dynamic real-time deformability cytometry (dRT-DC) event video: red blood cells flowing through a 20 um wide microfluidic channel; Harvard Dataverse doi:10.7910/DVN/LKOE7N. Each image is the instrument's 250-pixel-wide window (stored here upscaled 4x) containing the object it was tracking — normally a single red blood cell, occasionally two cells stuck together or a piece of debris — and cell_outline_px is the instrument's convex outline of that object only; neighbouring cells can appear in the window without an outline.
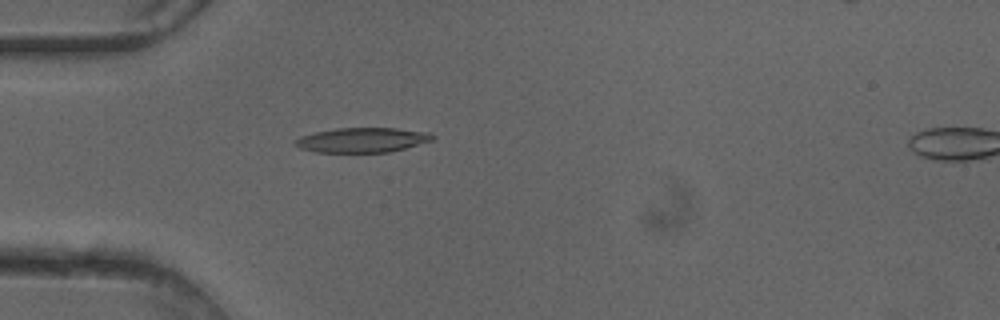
{"species": "common noctule bat (a hibernating species)", "species_latin": "Nyctalus noctula", "temperature_condition": "cold", "stored_images_in_passage": 50, "camera_frame_rate_fps": 3000, "um_per_image_px": 0.085, "animal": {"sex": "female"}, "frame": {"image": 1, "passage_image": 15, "time_ms": 4.667, "image_size_px": [1000, 320], "cell_outline_px": [[436, 136], [432, 140], [404, 148], [388, 152], [316, 152], [300, 148], [292, 144], [292, 140], [300, 136], [316, 132], [336, 128], [396, 128], [432, 132]], "centroid_in_image_um": [30.77, 11.89], "position_along_channel_um": 54.2, "area_um2": 19.88}}
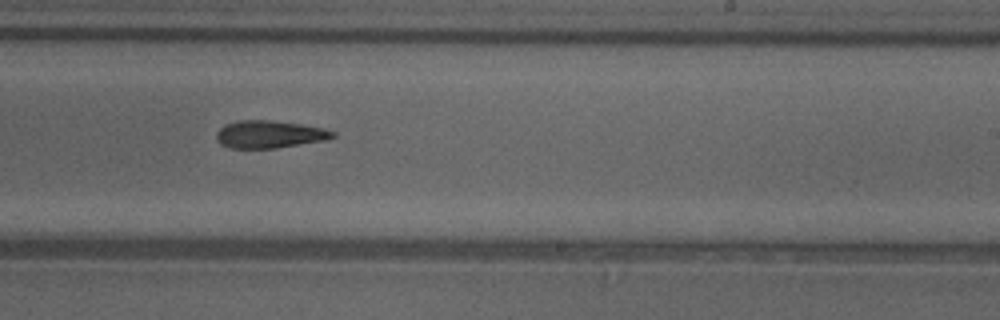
{"frame": {"image": 2, "passage_image": 31, "time_ms": 10.0, "image_size_px": [1000, 320], "cell_outline_px": [[336, 136], [324, 140], [276, 148], [228, 148], [220, 144], [216, 140], [216, 132], [224, 124], [240, 120], [268, 120], [300, 124], [324, 128], [336, 132]], "centroid_in_image_um": [22.87, 11.42], "position_along_channel_um": 266.1, "area_um2": 18.67}}
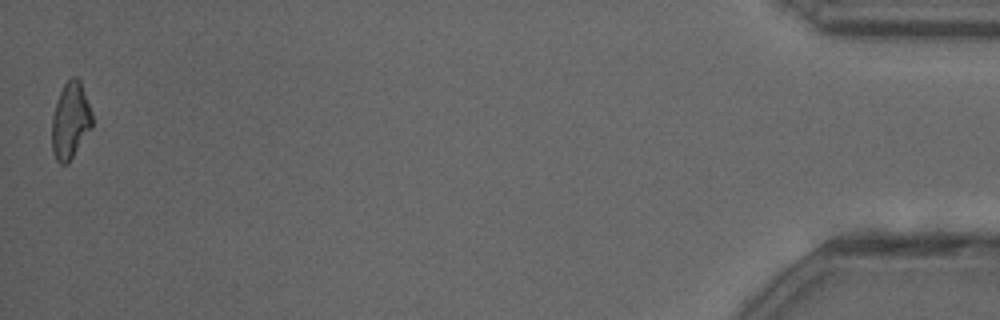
{"frame": {"image": 3, "passage_image": 50, "time_ms": 16.333, "image_size_px": [1000, 320], "cell_outline_px": [[92, 128], [68, 164], [60, 164], [56, 160], [52, 152], [52, 116], [56, 100], [64, 84], [72, 76], [76, 76], [80, 80], [92, 112]], "centroid_in_image_um": [5.98, 10.27], "position_along_channel_um": 429.2, "area_um2": 18.15}}